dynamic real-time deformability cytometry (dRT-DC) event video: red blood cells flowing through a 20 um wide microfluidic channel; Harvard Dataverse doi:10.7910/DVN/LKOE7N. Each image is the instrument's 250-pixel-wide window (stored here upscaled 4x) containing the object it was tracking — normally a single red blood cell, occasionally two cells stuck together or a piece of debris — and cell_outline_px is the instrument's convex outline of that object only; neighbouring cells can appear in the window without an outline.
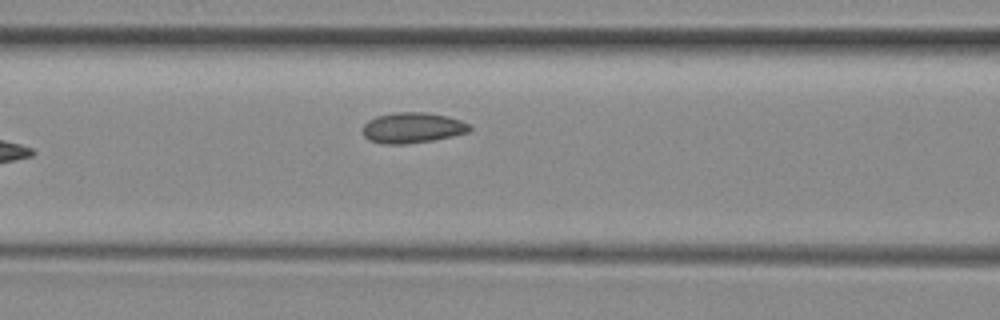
{"species": "common noctule bat (a hibernating species)", "species_latin": "Nyctalus noctula", "temperature_condition": "room temperature", "stored_images_in_passage": 6, "camera_frame_rate_fps": 3000, "um_per_image_px": 0.085, "animal": {"sex": "female", "body_mass_g": 29.2, "forearm_length_mm": 56.3}, "frame": {"image": 1, "passage_image": 6, "time_ms": 6.0, "image_size_px": [1000, 320], "cell_outline_px": [[472, 128], [468, 132], [452, 136], [432, 140], [408, 144], [384, 144], [368, 140], [364, 136], [364, 124], [368, 120], [376, 116], [396, 112], [424, 112], [448, 116], [460, 120], [468, 124]], "centroid_in_image_um": [35.05, 10.86], "position_along_channel_um": 131.6, "area_um2": 19.02}}